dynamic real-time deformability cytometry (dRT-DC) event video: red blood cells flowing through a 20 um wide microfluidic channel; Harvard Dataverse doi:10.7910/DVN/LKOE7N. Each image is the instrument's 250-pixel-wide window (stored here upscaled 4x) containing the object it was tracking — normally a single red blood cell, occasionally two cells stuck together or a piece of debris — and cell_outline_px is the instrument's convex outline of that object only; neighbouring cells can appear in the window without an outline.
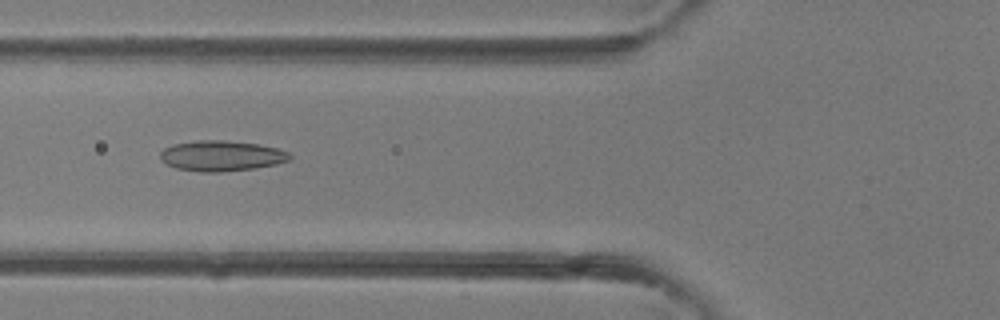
{"species": "common noctule bat (a hibernating species)", "species_latin": "Nyctalus noctula", "temperature_condition": "room temperature", "stored_images_in_passage": 29, "camera_frame_rate_fps": 3000, "um_per_image_px": 0.085, "animal": {"sex": "female"}, "frame": {"image": 1, "passage_image": 3, "time_ms": 0.667, "image_size_px": [1000, 320], "cell_outline_px": [[292, 156], [288, 160], [276, 164], [256, 168], [220, 172], [200, 172], [176, 168], [160, 160], [160, 152], [164, 148], [172, 144], [200, 140], [224, 140], [260, 144], [276, 148], [288, 152]], "centroid_in_image_um": [18.81, 13.24], "position_along_channel_um": 107.0, "area_um2": 23.06}}
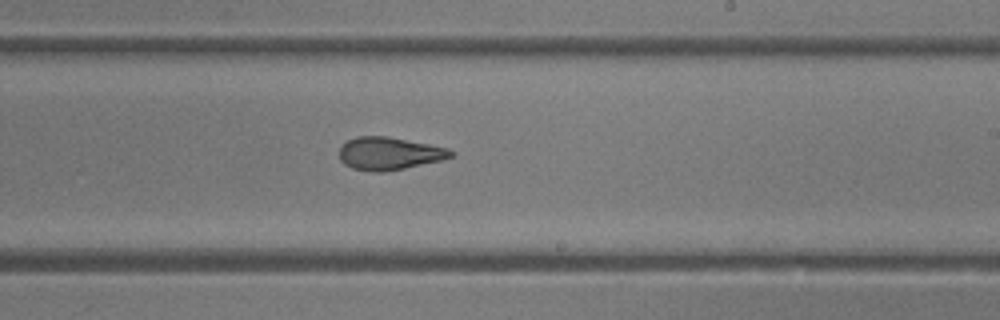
{"frame": {"image": 2, "passage_image": 12, "time_ms": 3.667, "image_size_px": [1000, 320], "cell_outline_px": [[456, 152], [452, 156], [444, 160], [384, 172], [372, 172], [352, 168], [344, 164], [340, 160], [340, 148], [348, 140], [356, 136], [388, 136], [448, 148]], "centroid_in_image_um": [33.1, 13.05], "position_along_channel_um": 255.9, "area_um2": 21.33}}
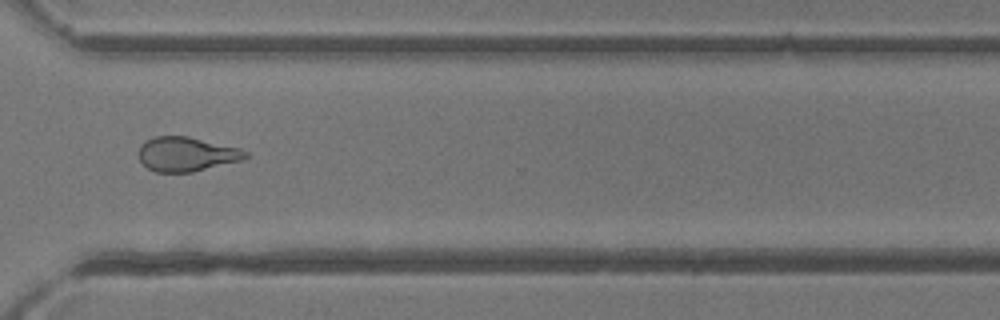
{"frame": {"image": 3, "passage_image": 18, "time_ms": 5.667, "image_size_px": [1000, 320], "cell_outline_px": [[248, 156], [244, 160], [192, 172], [156, 172], [148, 168], [140, 160], [140, 144], [144, 140], [156, 136], [188, 136], [240, 148], [248, 152]], "centroid_in_image_um": [15.88, 13.1], "position_along_channel_um": 354.7, "area_um2": 21.44}}